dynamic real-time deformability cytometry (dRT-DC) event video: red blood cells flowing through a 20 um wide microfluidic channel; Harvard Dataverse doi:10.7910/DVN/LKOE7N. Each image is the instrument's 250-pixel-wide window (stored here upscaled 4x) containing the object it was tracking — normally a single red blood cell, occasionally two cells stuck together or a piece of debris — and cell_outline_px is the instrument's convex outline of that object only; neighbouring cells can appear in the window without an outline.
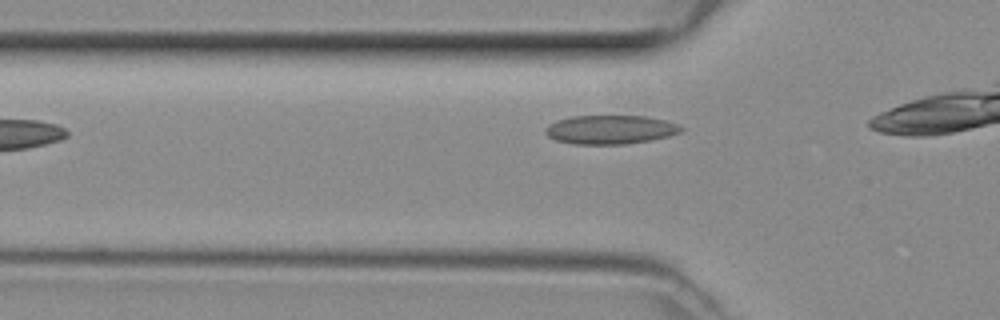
{"species": "common noctule bat (a hibernating species)", "species_latin": "Nyctalus noctula", "temperature_condition": "room temperature", "stored_images_in_passage": 7, "camera_frame_rate_fps": 3000, "um_per_image_px": 0.085, "animal": {"sex": "female", "body_mass_g": 29.2, "forearm_length_mm": 56.3}, "frame": {"image": 1, "passage_image": 2, "time_ms": 0.333, "image_size_px": [1000, 320], "cell_outline_px": [[684, 128], [680, 132], [668, 136], [628, 144], [572, 144], [556, 140], [548, 136], [544, 132], [544, 128], [548, 124], [556, 120], [572, 116], [644, 116], [664, 120], [680, 124]], "centroid_in_image_um": [51.84, 11.01], "position_along_channel_um": 74.0, "area_um2": 22.89}}
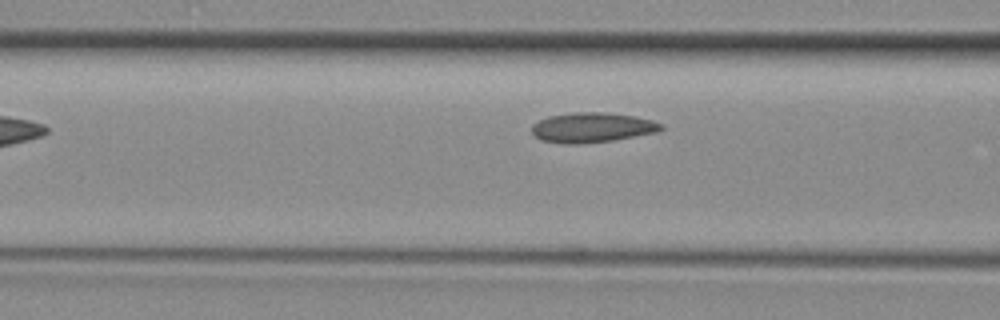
{"frame": {"image": 2, "passage_image": 5, "time_ms": 1.333, "image_size_px": [1000, 320], "cell_outline_px": [[664, 128], [656, 132], [612, 140], [572, 144], [568, 144], [540, 140], [532, 132], [532, 124], [548, 116], [572, 112], [604, 112], [632, 116], [652, 120], [664, 124]], "centroid_in_image_um": [50.32, 10.83], "position_along_channel_um": 116.3, "area_um2": 22.31}}